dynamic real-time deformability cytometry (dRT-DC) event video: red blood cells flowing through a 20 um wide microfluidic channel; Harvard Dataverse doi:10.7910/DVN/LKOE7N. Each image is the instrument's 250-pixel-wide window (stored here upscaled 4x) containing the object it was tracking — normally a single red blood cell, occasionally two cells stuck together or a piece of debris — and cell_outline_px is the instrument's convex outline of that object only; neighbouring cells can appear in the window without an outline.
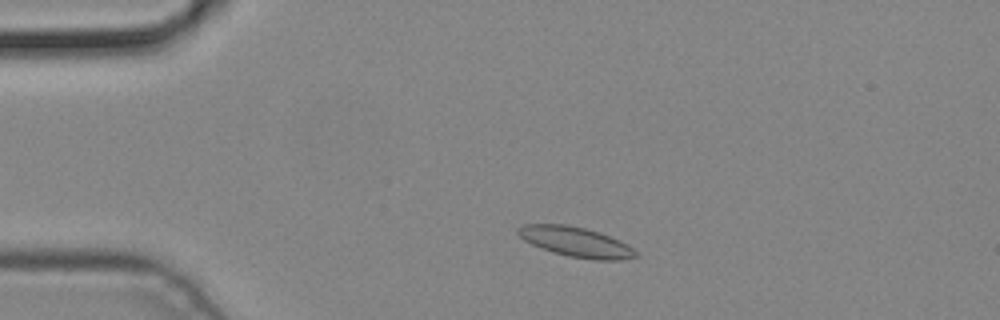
{"species": "common noctule bat (a hibernating species)", "species_latin": "Nyctalus noctula", "temperature_condition": "cold", "stored_images_in_passage": 3, "camera_frame_rate_fps": 3000, "um_per_image_px": 0.085, "animal": {"sex": "male", "body_mass_g": 19.2, "forearm_length_mm": 51.8}, "frame": {"image": 1, "passage_image": 2, "time_ms": 0.333, "image_size_px": [1000, 320], "cell_outline_px": [[636, 256], [620, 260], [596, 260], [568, 256], [552, 252], [532, 244], [524, 240], [516, 232], [516, 228], [524, 224], [568, 224], [600, 232], [620, 240], [628, 244], [636, 252]], "centroid_in_image_um": [48.93, 20.55], "position_along_channel_um": 36.1, "area_um2": 20.52}}